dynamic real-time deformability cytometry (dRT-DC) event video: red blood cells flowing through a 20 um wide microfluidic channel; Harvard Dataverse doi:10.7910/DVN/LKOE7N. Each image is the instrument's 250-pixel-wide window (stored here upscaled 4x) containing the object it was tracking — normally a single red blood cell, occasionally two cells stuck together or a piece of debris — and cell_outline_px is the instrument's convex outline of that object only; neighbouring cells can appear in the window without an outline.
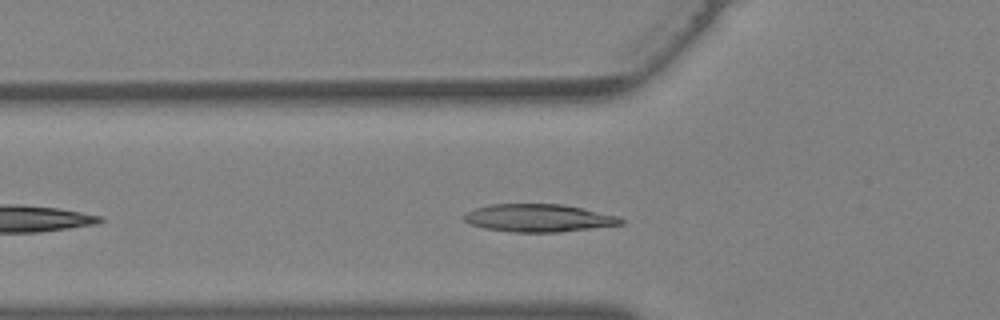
{"species": "Egyptian fruit bat (a non-hibernating species)", "species_latin": "Rousettus aegyptiacus", "temperature_condition": "warm", "stored_images_in_passage": 26, "camera_frame_rate_fps": 3000, "um_per_image_px": 0.085, "animal": {"sex": "female"}, "frame": {"image": 1, "passage_image": 5, "time_ms": 1.333, "image_size_px": [1000, 320], "cell_outline_px": [[624, 224], [560, 232], [512, 232], [484, 228], [472, 224], [464, 220], [464, 216], [468, 212], [476, 208], [488, 204], [560, 204], [620, 216], [624, 220]], "centroid_in_image_um": [45.81, 18.53], "position_along_channel_um": 80.0, "area_um2": 25.2}}
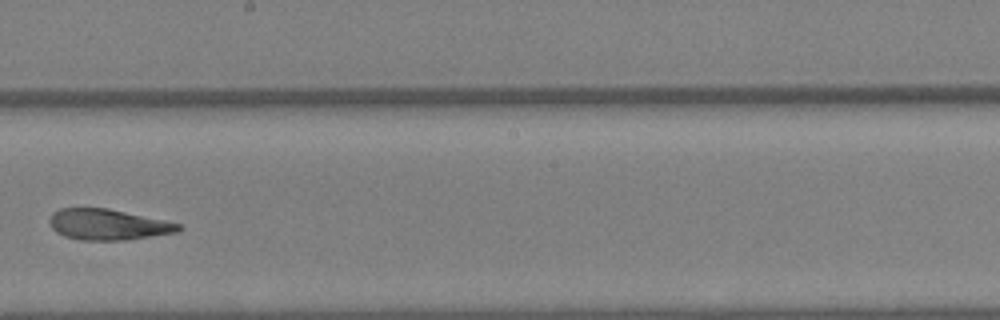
{"frame": {"image": 2, "passage_image": 14, "time_ms": 4.333, "image_size_px": [1000, 320], "cell_outline_px": [[184, 228], [176, 232], [128, 240], [80, 240], [64, 236], [56, 232], [52, 228], [48, 220], [52, 212], [60, 208], [108, 208], [164, 220], [180, 224]], "centroid_in_image_um": [9.15, 19.08], "position_along_channel_um": 239.0, "area_um2": 23.24}}
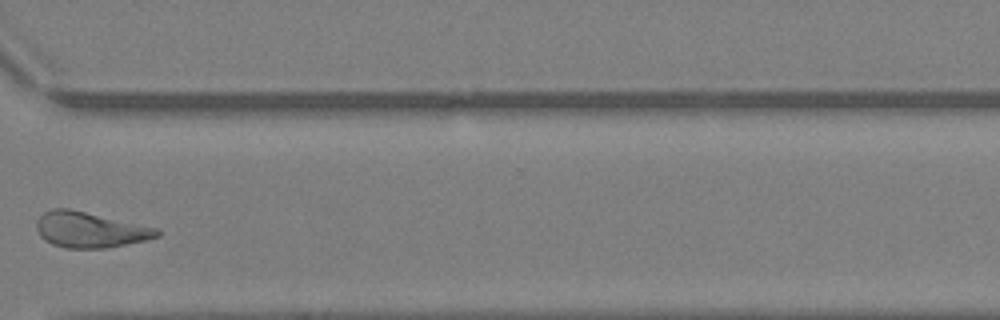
{"frame": {"image": 3, "passage_image": 21, "time_ms": 6.667, "image_size_px": [1000, 320], "cell_outline_px": [[160, 236], [144, 240], [104, 248], [64, 248], [52, 244], [44, 240], [40, 236], [36, 228], [36, 220], [44, 212], [52, 208], [68, 208], [156, 228], [160, 232]], "centroid_in_image_um": [7.57, 19.53], "position_along_channel_um": 363.0, "area_um2": 24.68}}